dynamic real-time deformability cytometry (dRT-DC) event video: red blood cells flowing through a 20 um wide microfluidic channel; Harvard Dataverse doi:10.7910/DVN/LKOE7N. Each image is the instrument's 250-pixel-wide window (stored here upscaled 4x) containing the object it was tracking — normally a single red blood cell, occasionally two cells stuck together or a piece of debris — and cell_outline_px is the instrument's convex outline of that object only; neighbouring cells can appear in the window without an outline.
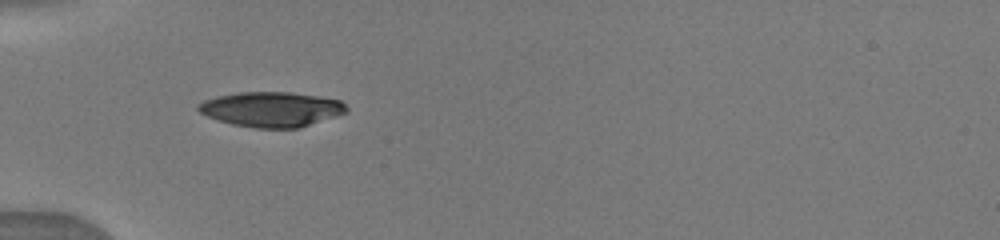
{"species": "human", "species_latin": "Homo sapiens", "temperature_condition": "warm", "stored_images_in_passage": 22, "camera_frame_rate_fps": 3000, "um_per_image_px": 0.085, "donor": {"sex": "male"}, "frame": {"image": 1, "passage_image": 1, "time_ms": 0.0, "image_size_px": [1000, 240], "cell_outline_px": [[348, 112], [300, 128], [256, 128], [232, 124], [208, 116], [200, 112], [196, 108], [196, 104], [204, 100], [216, 96], [240, 92], [288, 92], [320, 96], [340, 100], [348, 108]], "centroid_in_image_um": [23.08, 9.28], "position_along_channel_um": 61.9, "area_um2": 30.23}}
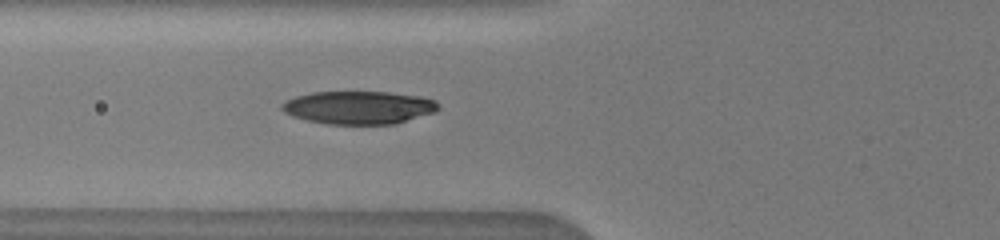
{"frame": {"image": 2, "passage_image": 7, "time_ms": 1.0, "image_size_px": [1000, 240], "cell_outline_px": [[440, 108], [436, 112], [396, 124], [328, 124], [308, 120], [292, 116], [284, 112], [280, 108], [280, 104], [296, 96], [312, 92], [388, 92], [420, 96], [436, 100], [440, 104]], "centroid_in_image_um": [30.53, 9.14], "position_along_channel_um": 95.3, "area_um2": 30.29}}
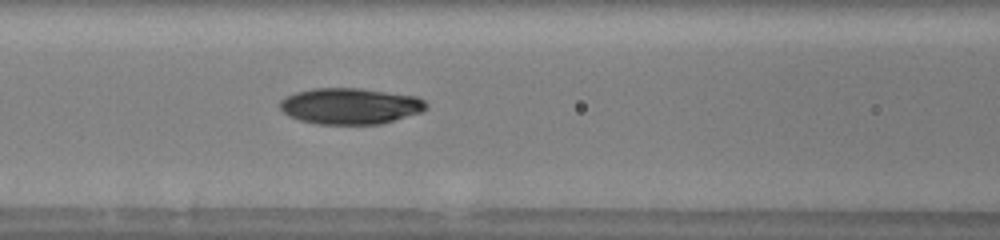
{"frame": {"image": 3, "passage_image": 13, "time_ms": 2.0, "image_size_px": [1000, 240], "cell_outline_px": [[428, 108], [420, 112], [380, 124], [316, 124], [300, 120], [288, 116], [280, 108], [280, 100], [284, 96], [296, 92], [312, 88], [360, 88], [416, 96], [424, 100], [428, 104]], "centroid_in_image_um": [29.74, 9.01], "position_along_channel_um": 136.9, "area_um2": 30.87}}